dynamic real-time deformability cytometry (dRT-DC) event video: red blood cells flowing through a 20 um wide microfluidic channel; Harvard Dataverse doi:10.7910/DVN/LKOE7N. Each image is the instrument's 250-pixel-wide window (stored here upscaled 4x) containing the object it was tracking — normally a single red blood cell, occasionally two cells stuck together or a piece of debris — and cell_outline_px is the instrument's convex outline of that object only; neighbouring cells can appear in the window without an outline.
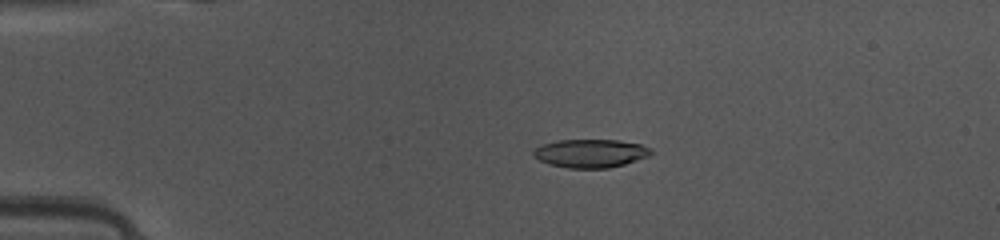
{"species": "common noctule bat (a hibernating species)", "species_latin": "Nyctalus noctula", "temperature_condition": "warm", "stored_images_in_passage": 38, "camera_frame_rate_fps": 3000, "um_per_image_px": 0.085, "animal": {"sex": "female", "body_mass_g": 10.0, "forearm_length_mm": 53.1}, "frame": {"image": 1, "passage_image": 1, "time_ms": 0.0, "image_size_px": [1000, 240], "cell_outline_px": [[652, 152], [648, 156], [624, 164], [608, 168], [568, 168], [548, 164], [532, 156], [532, 152], [536, 148], [544, 144], [560, 140], [620, 140], [640, 144], [652, 148]], "centroid_in_image_um": [50.19, 13.03], "position_along_channel_um": 34.8, "area_um2": 19.36}}
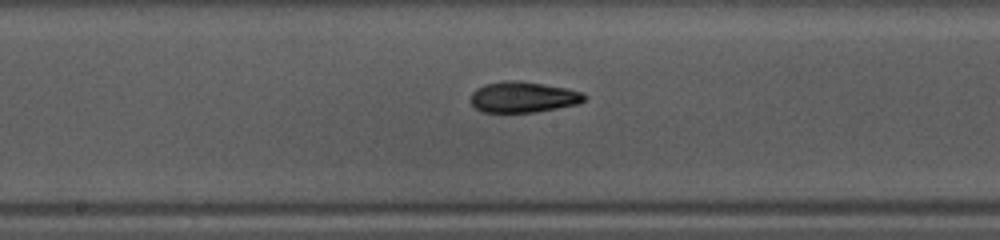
{"frame": {"image": 2, "passage_image": 16, "time_ms": 5.0, "image_size_px": [1000, 240], "cell_outline_px": [[588, 96], [580, 104], [536, 112], [480, 112], [472, 104], [472, 92], [476, 88], [484, 84], [504, 80], [516, 80], [568, 88], [584, 92]], "centroid_in_image_um": [44.5, 8.25], "position_along_channel_um": 203.7, "area_um2": 20.63}}
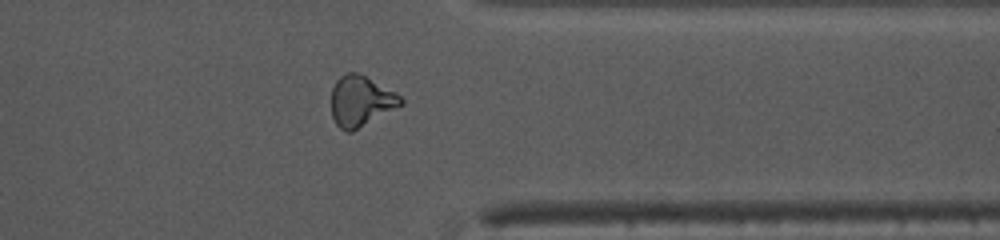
{"frame": {"image": 3, "passage_image": 29, "time_ms": 9.333, "image_size_px": [1000, 240], "cell_outline_px": [[404, 104], [352, 132], [344, 132], [336, 124], [332, 116], [332, 88], [336, 80], [344, 72], [356, 72], [396, 92], [404, 100]], "centroid_in_image_um": [30.67, 8.6], "position_along_channel_um": 380.7, "area_um2": 20.52}, "authors_computed_cell_mechanics": {"area_um2": 20.1144, "velocity_mm_per_s": 4.1692, "shape_relaxation_time_tau1_ms": 4.2017, "shape_relaxation_time_tau2_ms": 3.3744, "deformation_change_tau1": 0.1671, "deformation_change_tau2": 0.1228}}